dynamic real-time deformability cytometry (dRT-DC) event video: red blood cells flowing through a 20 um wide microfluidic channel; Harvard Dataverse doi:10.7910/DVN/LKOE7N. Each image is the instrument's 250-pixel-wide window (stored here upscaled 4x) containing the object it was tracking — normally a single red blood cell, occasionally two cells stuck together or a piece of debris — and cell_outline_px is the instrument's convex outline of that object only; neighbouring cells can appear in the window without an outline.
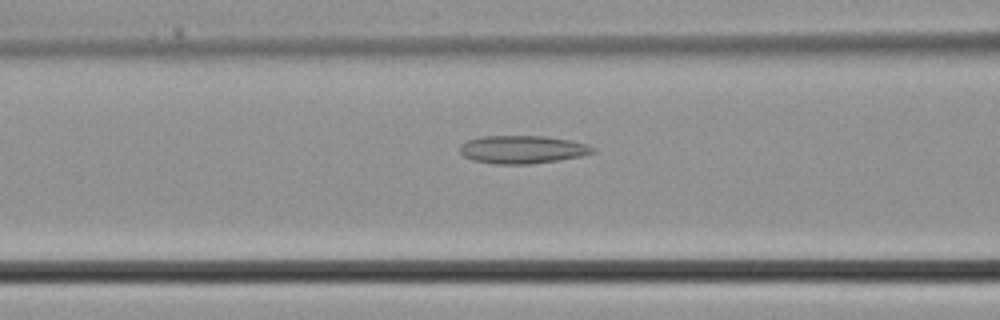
{"species": "common noctule bat (a hibernating species)", "species_latin": "Nyctalus noctula", "temperature_condition": "cold", "stored_images_in_passage": 38, "camera_frame_rate_fps": 3000, "um_per_image_px": 0.085, "animal": {"sex": "male", "body_mass_g": 21.5, "forearm_length_mm": 52.0}, "frame": {"image": 1, "passage_image": 15, "time_ms": 4.667, "image_size_px": [1000, 320], "cell_outline_px": [[596, 152], [580, 156], [532, 164], [496, 164], [476, 160], [464, 156], [460, 152], [460, 144], [468, 140], [484, 136], [544, 136], [568, 140], [584, 144], [596, 148]], "centroid_in_image_um": [44.4, 12.7], "position_along_channel_um": 122.2, "area_um2": 21.39}}
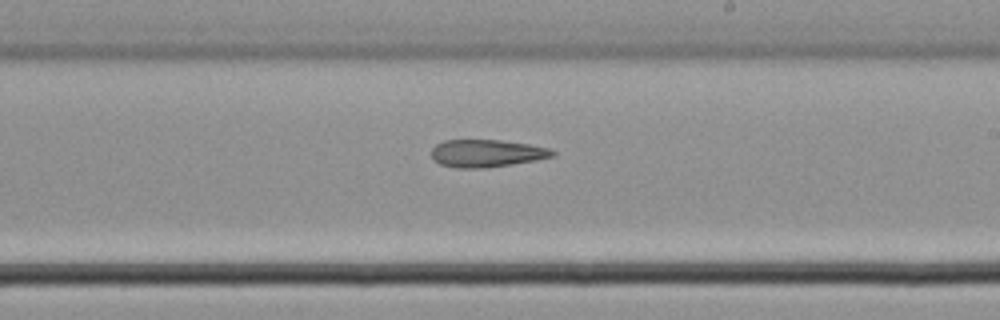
{"frame": {"image": 2, "passage_image": 22, "time_ms": 7.0, "image_size_px": [1000, 320], "cell_outline_px": [[556, 156], [536, 160], [512, 164], [484, 168], [456, 168], [440, 164], [432, 156], [432, 148], [436, 144], [444, 140], [500, 140], [528, 144], [552, 148], [556, 152]], "centroid_in_image_um": [41.41, 13.03], "position_along_channel_um": 247.6, "area_um2": 19.48}}
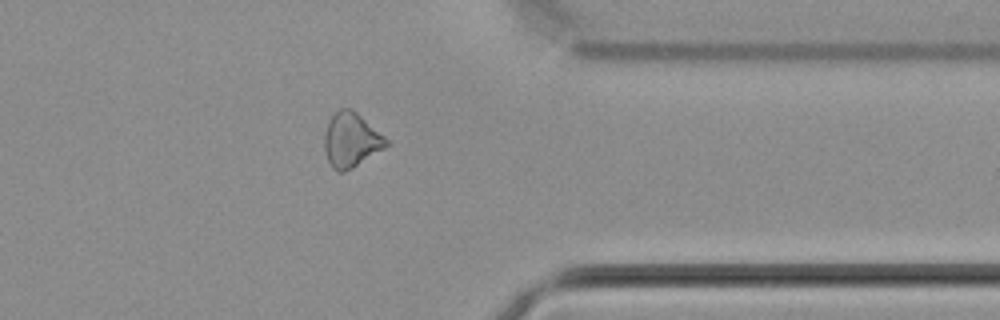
{"frame": {"image": 3, "passage_image": 30, "time_ms": 9.667, "image_size_px": [1000, 320], "cell_outline_px": [[388, 144], [384, 148], [352, 168], [344, 172], [336, 172], [332, 168], [328, 160], [324, 148], [324, 132], [332, 116], [340, 108], [352, 108], [384, 136], [388, 140]], "centroid_in_image_um": [29.82, 11.91], "position_along_channel_um": 381.6, "area_um2": 19.42}}